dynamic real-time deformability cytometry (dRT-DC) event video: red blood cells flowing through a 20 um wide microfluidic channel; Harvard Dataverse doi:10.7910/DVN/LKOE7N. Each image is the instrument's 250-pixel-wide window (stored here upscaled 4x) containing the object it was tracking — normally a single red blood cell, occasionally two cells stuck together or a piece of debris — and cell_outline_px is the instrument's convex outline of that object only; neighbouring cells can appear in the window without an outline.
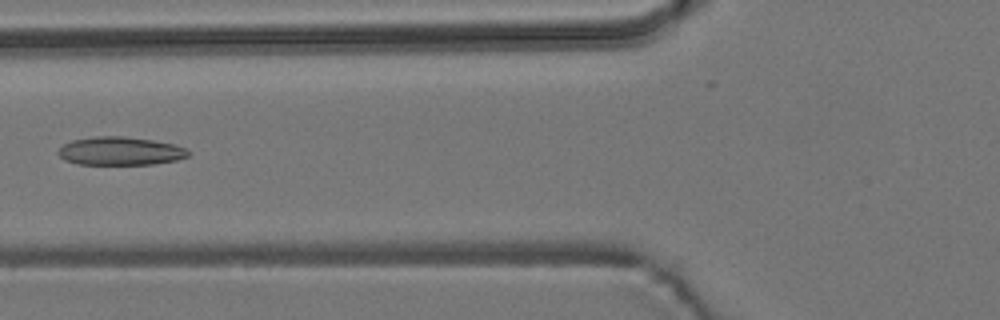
{"species": "common noctule bat (a hibernating species)", "species_latin": "Nyctalus noctula", "temperature_condition": "room temperature", "stored_images_in_passage": 4, "camera_frame_rate_fps": 3000, "um_per_image_px": 0.085, "animal": {"sex": "male", "body_mass_g": 19.2, "forearm_length_mm": 51.8}, "frame": {"image": 1, "passage_image": 3, "time_ms": 2.333, "image_size_px": [1000, 320], "cell_outline_px": [[188, 156], [176, 160], [152, 164], [76, 164], [64, 160], [56, 152], [64, 144], [72, 140], [96, 136], [124, 136], [152, 140], [172, 144], [184, 148], [188, 152]], "centroid_in_image_um": [10.17, 12.84], "position_along_channel_um": 115.6, "area_um2": 21.27}}
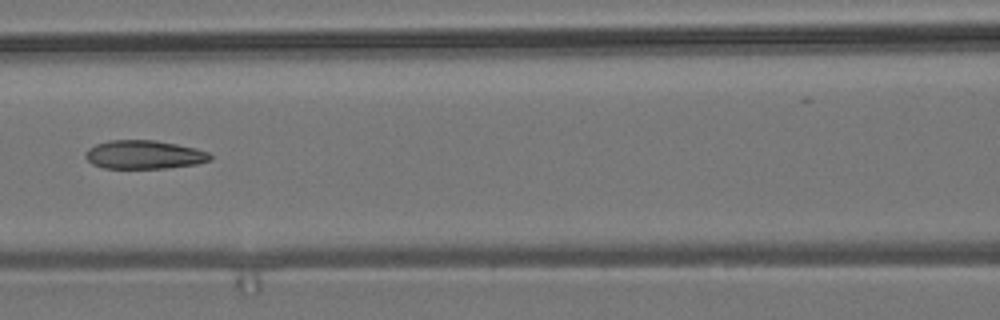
{"frame": {"image": 2, "passage_image": 4, "time_ms": 3.333, "image_size_px": [1000, 320], "cell_outline_px": [[212, 160], [196, 164], [164, 168], [104, 168], [92, 164], [84, 156], [84, 152], [88, 148], [96, 144], [108, 140], [156, 140], [196, 148], [208, 152], [212, 156]], "centroid_in_image_um": [12.23, 13.14], "position_along_channel_um": 154.4, "area_um2": 20.87}}